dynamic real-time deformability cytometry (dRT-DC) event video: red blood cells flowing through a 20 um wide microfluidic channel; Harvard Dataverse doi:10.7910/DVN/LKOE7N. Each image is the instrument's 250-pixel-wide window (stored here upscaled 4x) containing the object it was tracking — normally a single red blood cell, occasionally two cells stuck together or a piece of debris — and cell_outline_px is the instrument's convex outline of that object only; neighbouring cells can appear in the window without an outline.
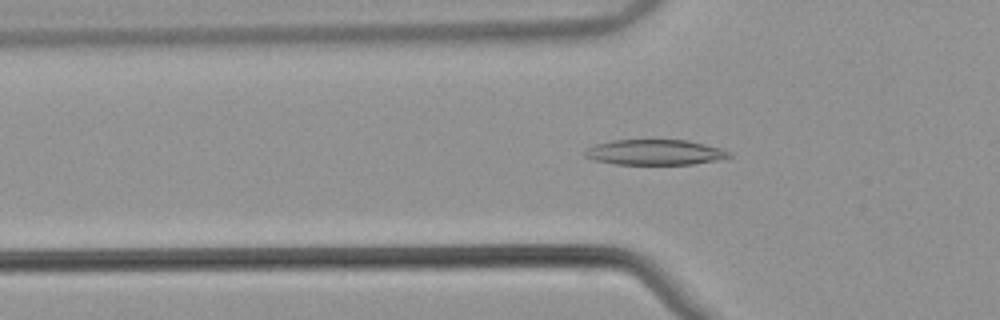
{"species": "common noctule bat (a hibernating species)", "species_latin": "Nyctalus noctula", "temperature_condition": "warm", "stored_images_in_passage": 53, "camera_frame_rate_fps": 3000, "um_per_image_px": 0.085, "animal": {"sex": "male", "body_mass_g": 21.5, "forearm_length_mm": 52.0}, "frame": {"image": 1, "passage_image": 18, "time_ms": 5.667, "image_size_px": [1000, 320], "cell_outline_px": [[732, 156], [692, 164], [616, 164], [592, 160], [584, 156], [584, 152], [588, 148], [596, 144], [612, 140], [688, 140], [724, 148], [732, 152]], "centroid_in_image_um": [55.67, 12.93], "position_along_channel_um": 70.1, "area_um2": 21.33}}
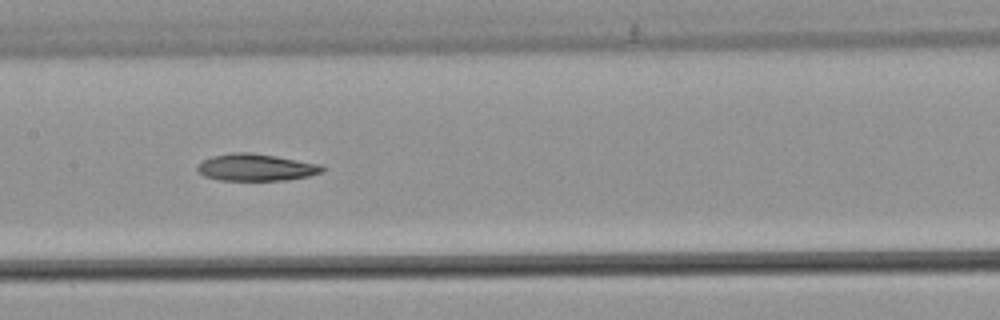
{"frame": {"image": 2, "passage_image": 27, "time_ms": 8.667, "image_size_px": [1000, 320], "cell_outline_px": [[324, 172], [308, 176], [284, 180], [220, 180], [204, 176], [196, 168], [204, 160], [212, 156], [232, 152], [248, 152], [276, 156], [320, 164], [324, 168]], "centroid_in_image_um": [21.77, 14.22], "position_along_channel_um": 185.6, "area_um2": 19.48}}
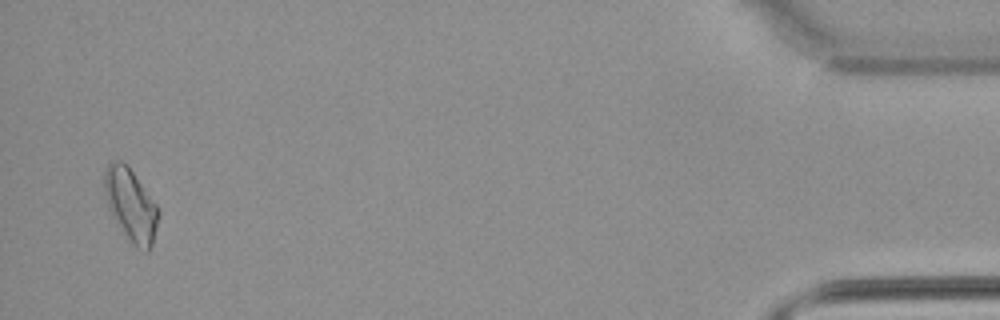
{"frame": {"image": 3, "passage_image": 52, "time_ms": 17.0, "image_size_px": [1000, 320], "cell_outline_px": [[160, 216], [152, 244], [148, 252], [144, 252], [136, 248], [124, 232], [112, 212], [108, 204], [104, 192], [104, 172], [108, 164], [116, 160], [120, 160], [128, 164], [156, 204], [160, 212]], "centroid_in_image_um": [11.15, 17.39], "position_along_channel_um": 424.0, "area_um2": 22.54}, "authors_computed_cell_mechanics": {"area_um2": 20.4034, "velocity_mm_per_s": 3.8538, "shape_relaxation_time_tau1_ms": null, "shape_relaxation_time_tau2_ms": 7.1191, "deformation_change_tau1": null, "deformation_change_tau2": 0.1638}}